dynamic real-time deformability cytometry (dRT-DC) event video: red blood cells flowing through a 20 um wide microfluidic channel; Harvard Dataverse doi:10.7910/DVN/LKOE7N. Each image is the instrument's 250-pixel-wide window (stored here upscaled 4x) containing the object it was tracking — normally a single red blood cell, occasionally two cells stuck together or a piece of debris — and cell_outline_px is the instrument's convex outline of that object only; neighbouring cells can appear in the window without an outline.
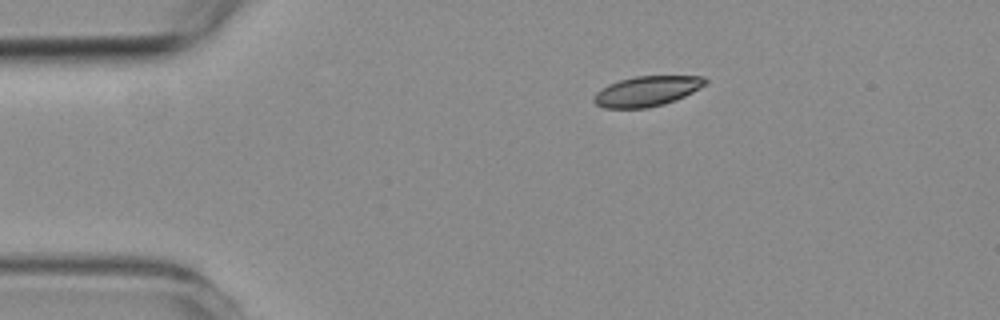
{"species": "common noctule bat (a hibernating species)", "species_latin": "Nyctalus noctula", "temperature_condition": "room temperature", "stored_images_in_passage": 6, "camera_frame_rate_fps": 3000, "um_per_image_px": 0.085, "animal": {"sex": "female", "body_mass_g": 19.3, "forearm_length_mm": 54.1}, "frame": {"image": 1, "passage_image": 6, "time_ms": 7.0, "image_size_px": [1000, 320], "cell_outline_px": [[708, 80], [700, 88], [676, 100], [664, 104], [648, 108], [604, 108], [596, 104], [592, 100], [596, 92], [608, 84], [620, 80], [636, 76], [704, 76]], "centroid_in_image_um": [54.97, 7.75], "position_along_channel_um": 30.0, "area_um2": 19.54}}